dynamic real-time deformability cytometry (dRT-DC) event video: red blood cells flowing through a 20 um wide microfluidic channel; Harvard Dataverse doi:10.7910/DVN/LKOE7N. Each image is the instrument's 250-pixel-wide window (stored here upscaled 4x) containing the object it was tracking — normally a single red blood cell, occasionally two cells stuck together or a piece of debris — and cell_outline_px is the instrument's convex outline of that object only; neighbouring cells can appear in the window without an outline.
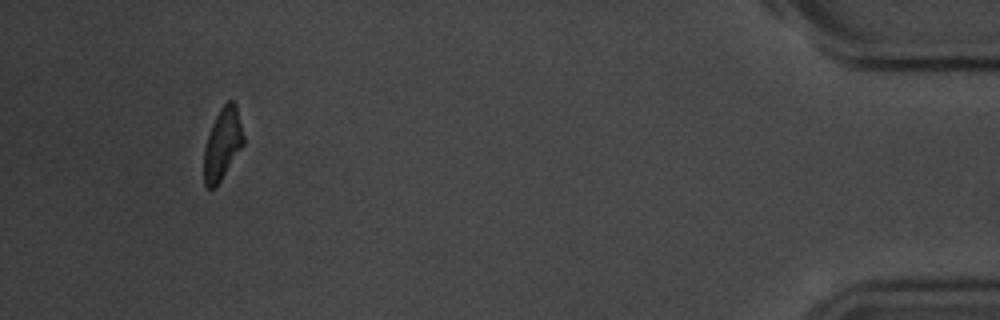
{"species": "common noctule bat (a hibernating species)", "species_latin": "Nyctalus noctula", "temperature_condition": "room temperature", "stored_images_in_passage": 14, "segment_of_instrument_passage": [2, 2], "camera_frame_rate_fps": 3000, "um_per_image_px": 0.085, "animal": {"sex": "male", "body_mass_g": 20.1, "forearm_length_mm": 53.5}, "frame": {"image": 1, "passage_image": 14, "time_ms": 17.333, "image_size_px": [1000, 320], "cell_outline_px": [[244, 144], [220, 180], [212, 188], [208, 188], [204, 184], [204, 148], [212, 124], [220, 108], [228, 100], [232, 100], [236, 104], [244, 136]], "centroid_in_image_um": [18.92, 12.2], "position_along_channel_um": 416.3, "area_um2": 16.18}}